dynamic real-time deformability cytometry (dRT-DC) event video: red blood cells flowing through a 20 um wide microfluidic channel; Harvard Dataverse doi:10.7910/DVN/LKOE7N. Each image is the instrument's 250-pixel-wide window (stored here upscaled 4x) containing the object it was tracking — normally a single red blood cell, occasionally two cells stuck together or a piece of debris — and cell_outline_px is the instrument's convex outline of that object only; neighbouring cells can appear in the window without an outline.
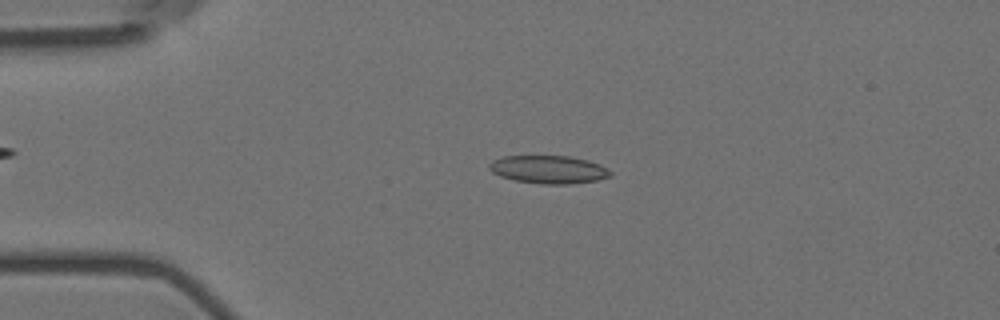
{"species": "Egyptian fruit bat (a non-hibernating species)", "species_latin": "Rousettus aegyptiacus", "temperature_condition": "room temperature", "stored_images_in_passage": 55, "camera_frame_rate_fps": 3000, "um_per_image_px": 0.085, "animal": {"sex": "female"}, "frame": {"image": 1, "passage_image": 12, "time_ms": 3.667, "image_size_px": [1000, 320], "cell_outline_px": [[612, 176], [596, 180], [568, 184], [540, 184], [512, 180], [500, 176], [492, 172], [488, 168], [488, 164], [492, 160], [504, 156], [572, 156], [588, 160], [600, 164], [608, 168], [612, 172]], "centroid_in_image_um": [46.63, 14.4], "position_along_channel_um": 38.4, "area_um2": 20.0}}
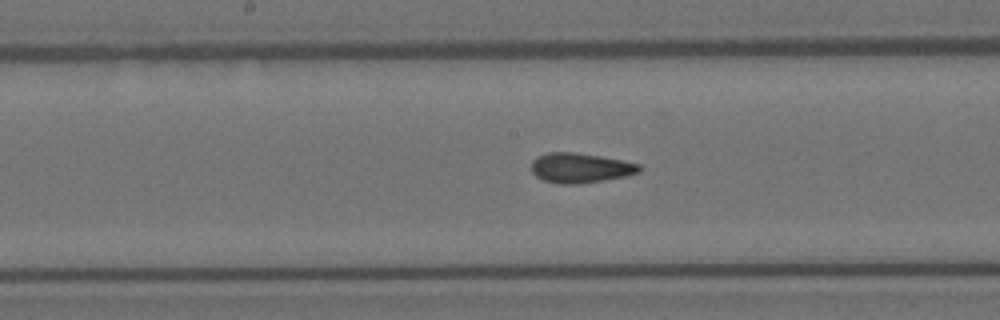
{"frame": {"image": 2, "passage_image": 28, "time_ms": 9.0, "image_size_px": [1000, 320], "cell_outline_px": [[644, 168], [640, 172], [628, 176], [576, 184], [560, 184], [544, 180], [536, 176], [532, 172], [532, 160], [536, 156], [548, 152], [576, 152], [624, 160], [640, 164]], "centroid_in_image_um": [49.36, 14.26], "position_along_channel_um": 198.8, "area_um2": 18.96}}
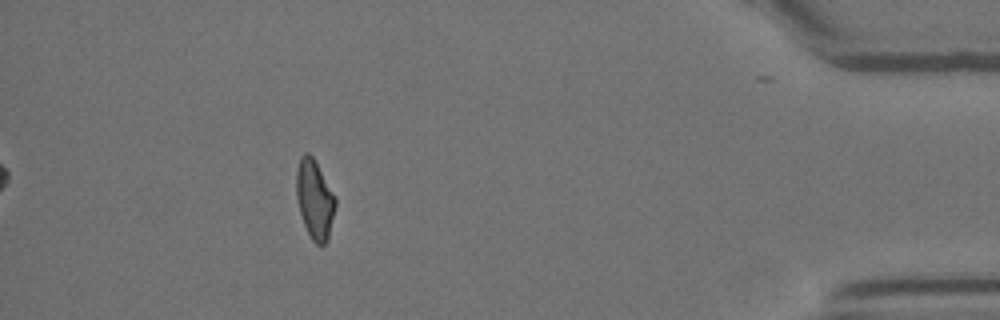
{"frame": {"image": 3, "passage_image": 50, "time_ms": 16.333, "image_size_px": [1000, 320], "cell_outline_px": [[336, 204], [328, 240], [324, 244], [316, 244], [312, 240], [304, 224], [300, 212], [296, 196], [296, 172], [300, 156], [304, 152], [308, 152], [312, 156], [336, 196]], "centroid_in_image_um": [26.75, 16.93], "position_along_channel_um": 408.5, "area_um2": 17.98}, "authors_computed_cell_mechanics": {"area_um2": 18.5538, "velocity_mm_per_s": 3.5891, "shape_relaxation_time_tau1_ms": null, "shape_relaxation_time_tau2_ms": 1.3367, "deformation_change_tau1": null, "deformation_change_tau2": 0.083}}